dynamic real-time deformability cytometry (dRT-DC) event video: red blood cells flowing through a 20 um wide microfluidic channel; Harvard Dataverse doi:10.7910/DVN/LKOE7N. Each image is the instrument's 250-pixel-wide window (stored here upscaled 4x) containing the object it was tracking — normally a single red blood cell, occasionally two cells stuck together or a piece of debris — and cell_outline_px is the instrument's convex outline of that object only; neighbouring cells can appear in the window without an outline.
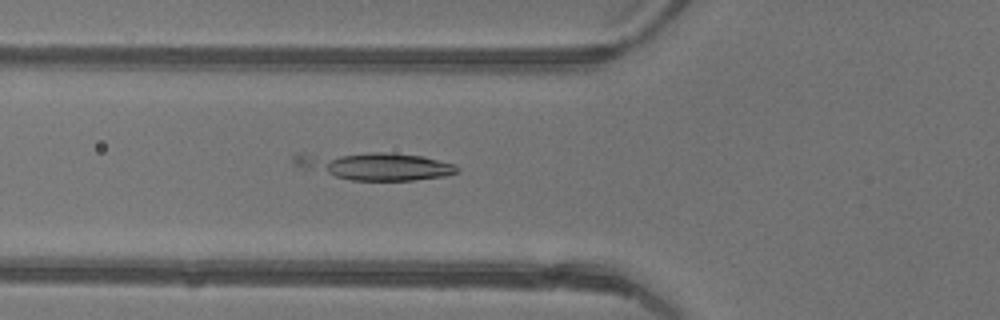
{"species": "common noctule bat (a hibernating species)", "species_latin": "Nyctalus noctula", "temperature_condition": "warm", "stored_images_in_passage": 22, "camera_frame_rate_fps": 3000, "um_per_image_px": 0.085, "animal": {"sex": "female"}, "frame": {"image": 1, "passage_image": 12, "time_ms": 3.667, "image_size_px": [1000, 320], "cell_outline_px": [[460, 172], [444, 176], [412, 180], [352, 180], [304, 168], [292, 164], [292, 156], [296, 152], [384, 152], [424, 156], [456, 164], [460, 168]], "centroid_in_image_um": [31.83, 14.07], "position_along_channel_um": 94.0, "area_um2": 26.65}}
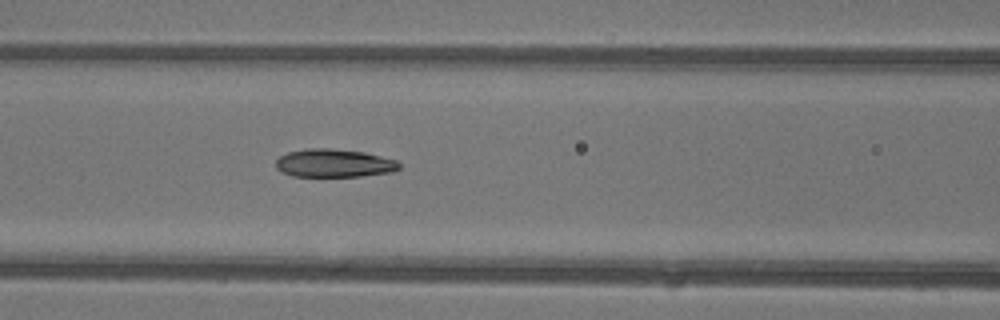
{"frame": {"image": 2, "passage_image": 15, "time_ms": 4.667, "image_size_px": [1000, 320], "cell_outline_px": [[400, 168], [392, 172], [360, 176], [292, 176], [276, 168], [276, 160], [280, 156], [288, 152], [308, 148], [328, 148], [364, 152], [396, 160], [400, 164]], "centroid_in_image_um": [28.39, 13.86], "position_along_channel_um": 138.2, "area_um2": 20.11}}
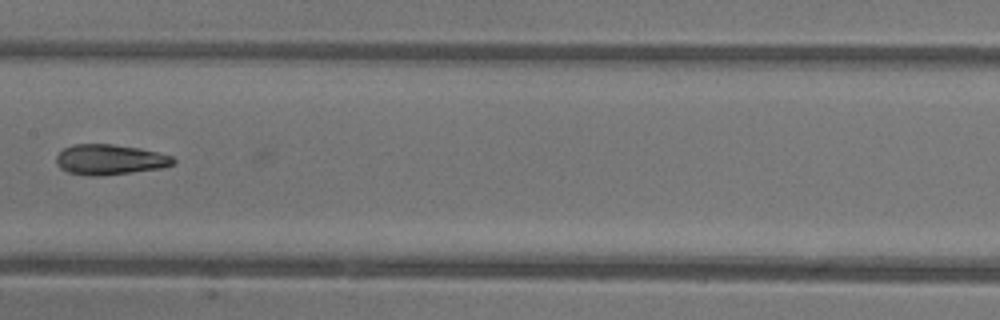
{"frame": {"image": 3, "passage_image": 19, "time_ms": 6.0, "image_size_px": [1000, 320], "cell_outline_px": [[176, 160], [172, 164], [164, 168], [100, 176], [92, 176], [68, 172], [60, 168], [56, 164], [56, 156], [64, 148], [72, 144], [112, 144], [140, 148], [172, 156]], "centroid_in_image_um": [9.32, 13.56], "position_along_channel_um": 198.1, "area_um2": 20.69}}